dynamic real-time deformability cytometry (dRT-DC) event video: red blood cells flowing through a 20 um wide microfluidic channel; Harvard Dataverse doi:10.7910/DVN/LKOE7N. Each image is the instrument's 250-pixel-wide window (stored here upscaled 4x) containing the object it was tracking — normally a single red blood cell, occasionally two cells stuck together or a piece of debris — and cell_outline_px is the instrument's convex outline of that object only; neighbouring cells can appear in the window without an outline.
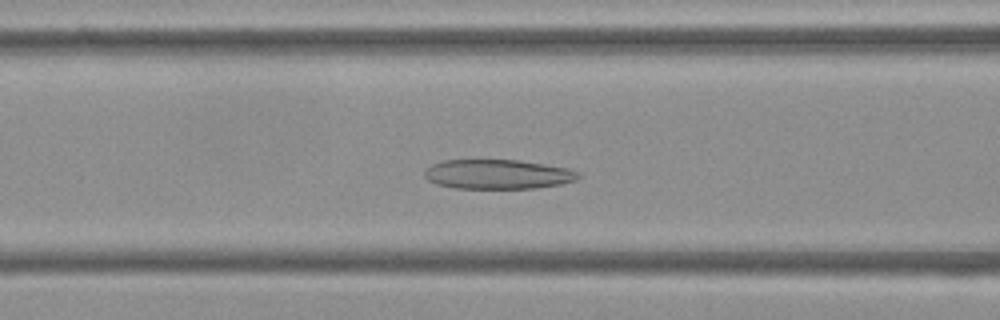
{"species": "Egyptian fruit bat (a non-hibernating species)", "species_latin": "Rousettus aegyptiacus", "temperature_condition": "cold", "stored_images_in_passage": 52, "camera_frame_rate_fps": 3000, "um_per_image_px": 0.085, "frame": {"image": 1, "passage_image": 20, "time_ms": 6.333, "image_size_px": [1000, 320], "cell_outline_px": [[580, 176], [576, 180], [560, 184], [536, 188], [452, 188], [436, 184], [428, 180], [424, 176], [424, 172], [432, 164], [444, 160], [520, 160], [568, 168], [580, 172]], "centroid_in_image_um": [42.31, 14.81], "position_along_channel_um": 124.3, "area_um2": 26.47}}
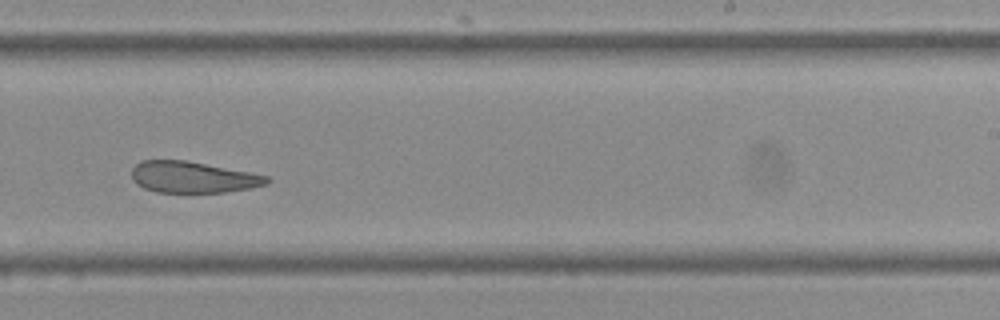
{"frame": {"image": 2, "passage_image": 32, "time_ms": 10.333, "image_size_px": [1000, 320], "cell_outline_px": [[272, 180], [268, 184], [252, 188], [224, 192], [156, 192], [144, 188], [136, 184], [132, 180], [132, 168], [140, 160], [184, 160], [248, 172], [268, 176]], "centroid_in_image_um": [16.38, 15.06], "position_along_channel_um": 272.6, "area_um2": 24.62}}
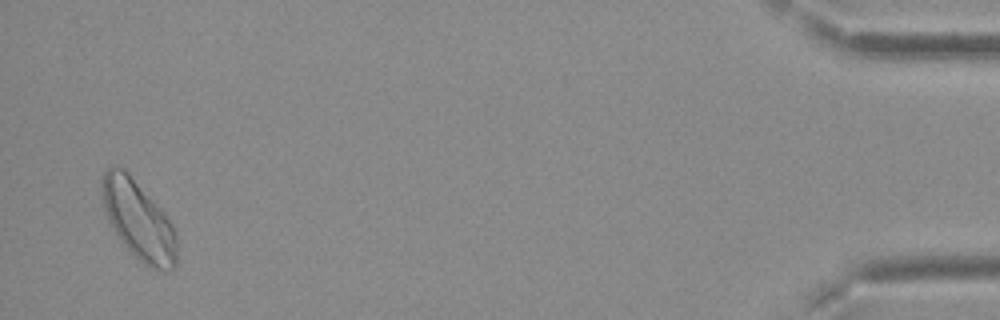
{"frame": {"image": 3, "passage_image": 51, "time_ms": 16.667, "image_size_px": [1000, 320], "cell_outline_px": [[176, 268], [164, 272], [148, 268], [120, 240], [108, 220], [100, 196], [100, 180], [104, 172], [112, 164], [124, 168], [128, 172], [160, 208], [172, 224], [176, 232]], "centroid_in_image_um": [11.75, 18.7], "position_along_channel_um": 423.5, "area_um2": 34.62}, "authors_computed_cell_mechanics": {"area_um2": 28.7555, "velocity_mm_per_s": 3.7091, "shape_relaxation_time_tau1_ms": null, "shape_relaxation_time_tau2_ms": 3.6342, "deformation_change_tau1": null, "deformation_change_tau2": 0.1077}}